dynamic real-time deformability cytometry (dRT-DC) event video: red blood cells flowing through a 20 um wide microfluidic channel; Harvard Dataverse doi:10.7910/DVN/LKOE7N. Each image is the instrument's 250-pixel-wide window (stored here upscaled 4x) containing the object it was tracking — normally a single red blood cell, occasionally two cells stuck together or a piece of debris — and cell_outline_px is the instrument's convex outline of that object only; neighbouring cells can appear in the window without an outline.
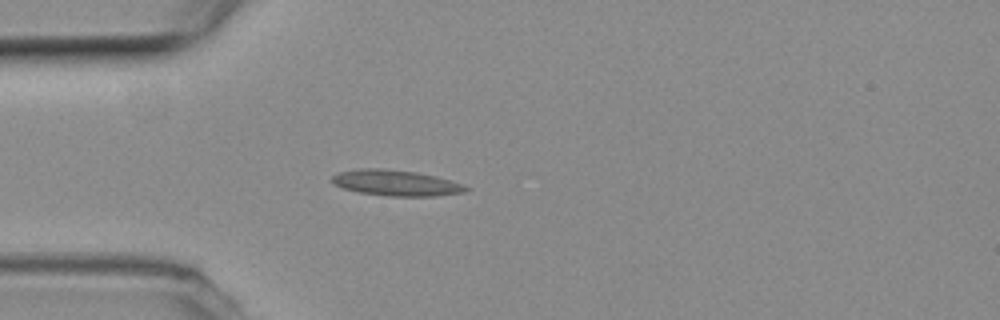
{"species": "common noctule bat (a hibernating species)", "species_latin": "Nyctalus noctula", "temperature_condition": "room temperature", "stored_images_in_passage": 1, "camera_frame_rate_fps": 3000, "um_per_image_px": 0.085, "animal": {"sex": "female", "body_mass_g": 19.3, "forearm_length_mm": 54.1}, "frame": {"image": 1, "passage_image": 1, "time_ms": 0.0, "image_size_px": [1000, 320], "cell_outline_px": [[472, 188], [464, 192], [436, 196], [388, 196], [360, 192], [344, 188], [332, 184], [332, 176], [336, 172], [360, 168], [384, 168], [416, 172], [436, 176], [464, 184]], "centroid_in_image_um": [33.67, 15.54], "position_along_channel_um": 51.3, "area_um2": 20.29}}